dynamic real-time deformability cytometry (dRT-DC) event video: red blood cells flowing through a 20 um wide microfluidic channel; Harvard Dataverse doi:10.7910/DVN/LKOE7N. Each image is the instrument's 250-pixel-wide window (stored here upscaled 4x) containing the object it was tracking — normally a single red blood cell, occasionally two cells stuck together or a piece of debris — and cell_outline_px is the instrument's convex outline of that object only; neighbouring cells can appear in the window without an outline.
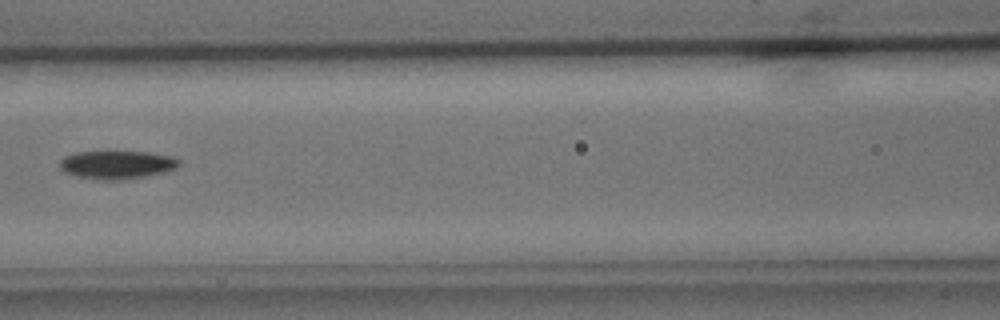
{"species": "common noctule bat (a hibernating species)", "species_latin": "Nyctalus noctula", "temperature_condition": "cold", "stored_images_in_passage": 4, "camera_frame_rate_fps": 3000, "um_per_image_px": 0.085, "animal": {"sex": "male", "body_mass_g": 15.6}, "frame": {"image": 1, "passage_image": 4, "time_ms": 3.333, "image_size_px": [1000, 320], "cell_outline_px": [[180, 164], [176, 168], [164, 172], [144, 176], [120, 180], [100, 180], [76, 176], [64, 172], [60, 168], [60, 160], [64, 156], [76, 152], [148, 152], [172, 156], [180, 160]], "centroid_in_image_um": [9.93, 14.0], "position_along_channel_um": 156.7, "area_um2": 19.59}}